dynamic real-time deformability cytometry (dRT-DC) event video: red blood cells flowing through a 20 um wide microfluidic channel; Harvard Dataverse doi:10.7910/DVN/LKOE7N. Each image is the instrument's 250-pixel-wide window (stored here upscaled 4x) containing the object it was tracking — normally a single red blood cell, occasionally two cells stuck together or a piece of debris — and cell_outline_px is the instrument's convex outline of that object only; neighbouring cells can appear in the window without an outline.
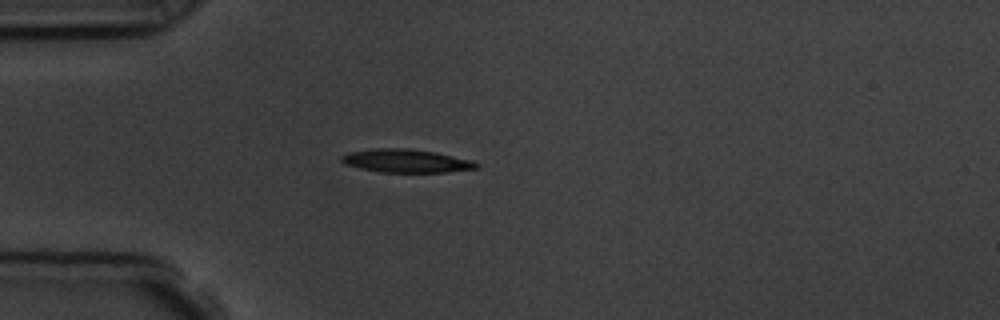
{"species": "common noctule bat (a hibernating species)", "species_latin": "Nyctalus noctula", "temperature_condition": "room temperature", "stored_images_in_passage": 1, "camera_frame_rate_fps": 3000, "um_per_image_px": 0.085, "animal": {"sex": "male", "body_mass_g": 19.5, "forearm_length_mm": 54.6}, "frame": {"image": 1, "passage_image": 1, "time_ms": 0.0, "image_size_px": [1000, 320], "cell_outline_px": [[480, 164], [476, 168], [448, 172], [380, 172], [360, 168], [344, 164], [340, 160], [340, 156], [348, 152], [376, 148], [408, 148], [432, 152], [472, 160]], "centroid_in_image_um": [34.47, 13.67], "position_along_channel_um": 50.5, "area_um2": 18.21}}